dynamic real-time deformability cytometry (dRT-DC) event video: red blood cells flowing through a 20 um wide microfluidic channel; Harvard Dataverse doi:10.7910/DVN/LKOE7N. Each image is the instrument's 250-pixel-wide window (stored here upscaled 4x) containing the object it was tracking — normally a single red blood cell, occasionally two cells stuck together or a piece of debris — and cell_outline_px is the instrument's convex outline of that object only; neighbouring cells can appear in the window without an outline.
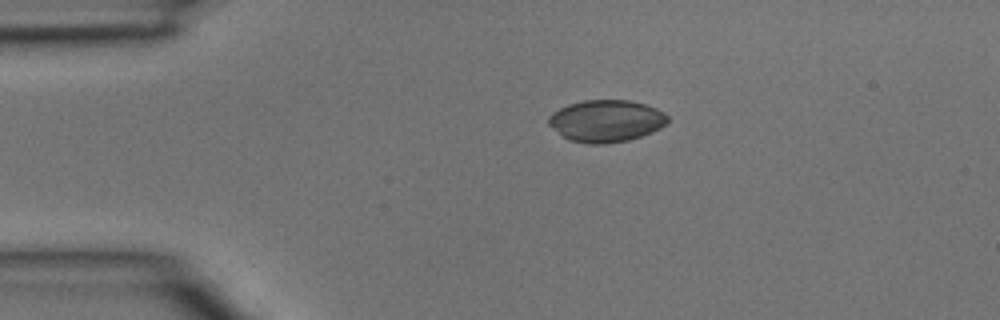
{"species": "common noctule bat (a hibernating species)", "species_latin": "Nyctalus noctula", "temperature_condition": "room temperature", "stored_images_in_passage": 2, "camera_frame_rate_fps": 3000, "um_per_image_px": 0.085, "animal": {"sex": "male", "body_mass_g": 15.6}, "frame": {"image": 1, "passage_image": 1, "time_ms": 0.0, "image_size_px": [1000, 320], "cell_outline_px": [[668, 124], [652, 132], [628, 140], [604, 144], [588, 144], [568, 140], [548, 124], [548, 116], [552, 112], [568, 104], [584, 100], [628, 100], [644, 104], [656, 108], [664, 112], [668, 116]], "centroid_in_image_um": [51.52, 10.28], "position_along_channel_um": 33.5, "area_um2": 29.25}}